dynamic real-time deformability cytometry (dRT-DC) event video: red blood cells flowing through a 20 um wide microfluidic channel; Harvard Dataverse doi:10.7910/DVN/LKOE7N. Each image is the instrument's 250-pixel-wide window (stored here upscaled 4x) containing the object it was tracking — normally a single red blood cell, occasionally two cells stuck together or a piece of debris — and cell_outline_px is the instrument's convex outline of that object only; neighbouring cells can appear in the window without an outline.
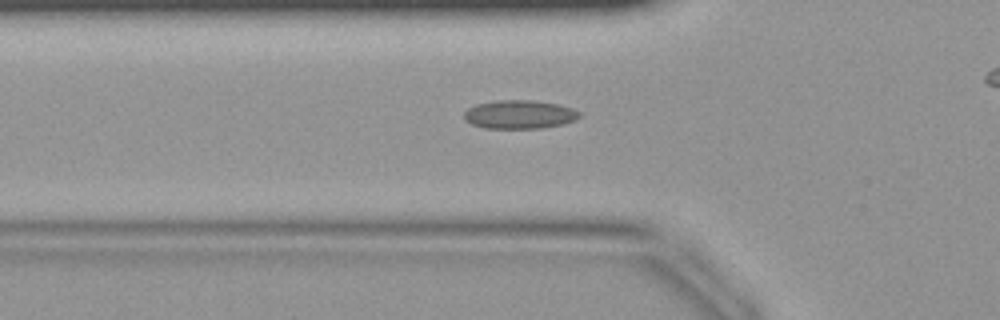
{"species": "common noctule bat (a hibernating species)", "species_latin": "Nyctalus noctula", "temperature_condition": "warm", "stored_images_in_passage": 35, "camera_frame_rate_fps": 3000, "um_per_image_px": 0.085, "animal": {"sex": "female", "body_mass_g": 19.9}, "frame": {"image": 1, "passage_image": 14, "time_ms": 4.333, "image_size_px": [1000, 320], "cell_outline_px": [[580, 116], [576, 120], [560, 124], [540, 128], [484, 128], [472, 124], [464, 120], [464, 112], [468, 108], [476, 104], [496, 100], [532, 100], [560, 104], [572, 108], [580, 112]], "centroid_in_image_um": [44.14, 9.72], "position_along_channel_um": 81.7, "area_um2": 19.25}}
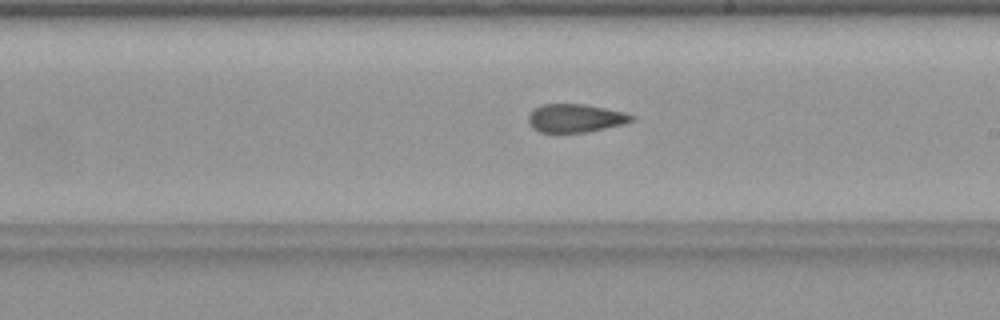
{"frame": {"image": 2, "passage_image": 24, "time_ms": 7.667, "image_size_px": [1000, 320], "cell_outline_px": [[636, 120], [624, 124], [588, 132], [540, 132], [532, 128], [528, 124], [528, 116], [536, 108], [544, 104], [584, 104], [624, 112], [636, 116]], "centroid_in_image_um": [48.95, 10.05], "position_along_channel_um": 240.1, "area_um2": 17.05}}
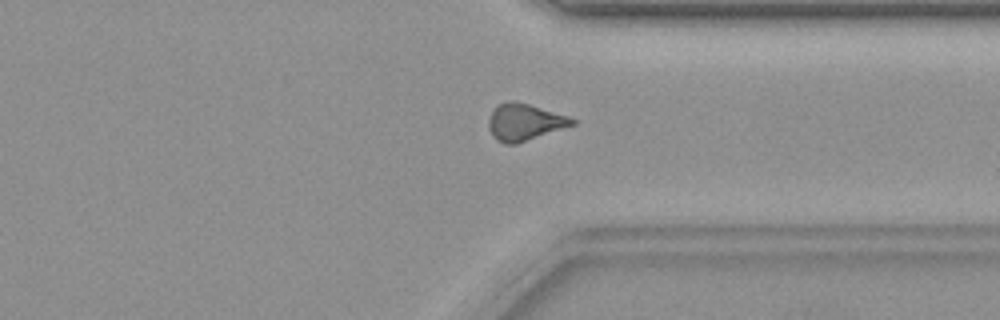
{"frame": {"image": 3, "passage_image": 32, "time_ms": 10.333, "image_size_px": [1000, 320], "cell_outline_px": [[580, 120], [576, 124], [516, 144], [504, 144], [496, 140], [492, 136], [488, 128], [488, 120], [492, 112], [500, 104], [508, 100], [512, 100], [528, 104], [568, 116]], "centroid_in_image_um": [44.6, 10.39], "position_along_channel_um": 366.8, "area_um2": 17.92}}